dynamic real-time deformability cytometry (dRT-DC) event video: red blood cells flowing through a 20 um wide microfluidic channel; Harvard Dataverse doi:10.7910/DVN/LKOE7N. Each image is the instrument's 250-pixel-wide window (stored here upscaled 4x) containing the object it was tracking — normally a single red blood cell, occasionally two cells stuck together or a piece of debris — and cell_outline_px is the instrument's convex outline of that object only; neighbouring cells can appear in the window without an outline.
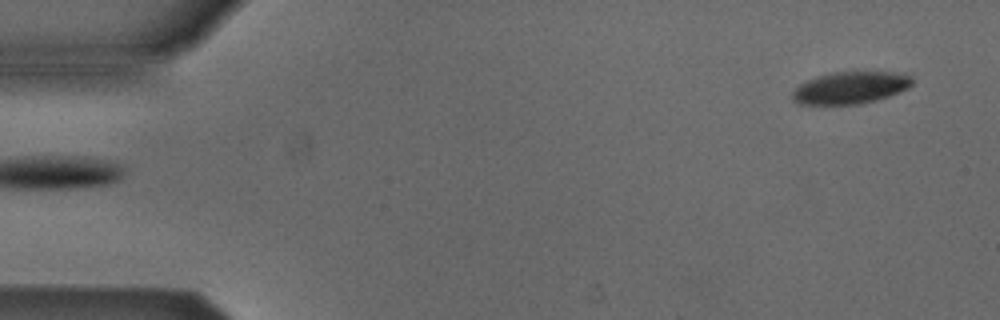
{"species": "Egyptian fruit bat (a non-hibernating species)", "species_latin": "Rousettus aegyptiacus", "temperature_condition": "cold", "stored_images_in_passage": 4, "segment_of_instrument_passage": [2, 2], "camera_frame_rate_fps": 3000, "um_per_image_px": 0.085, "animal": {"sex": "male"}, "frame": {"image": 1, "passage_image": 4, "time_ms": 1.0, "image_size_px": [1000, 320], "cell_outline_px": [[912, 84], [908, 88], [888, 96], [876, 100], [860, 104], [800, 104], [792, 100], [792, 92], [800, 84], [816, 76], [832, 72], [904, 72], [912, 76]], "centroid_in_image_um": [72.3, 7.44], "position_along_channel_um": 12.7, "area_um2": 22.43}}